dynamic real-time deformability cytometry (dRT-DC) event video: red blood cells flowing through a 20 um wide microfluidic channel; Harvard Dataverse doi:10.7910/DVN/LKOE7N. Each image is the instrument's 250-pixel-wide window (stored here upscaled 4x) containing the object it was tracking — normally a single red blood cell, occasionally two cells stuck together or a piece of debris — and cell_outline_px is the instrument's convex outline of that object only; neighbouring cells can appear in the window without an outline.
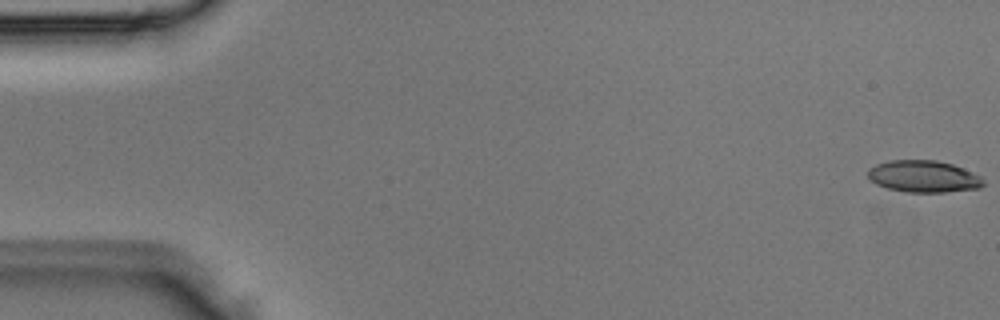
{"species": "Egyptian fruit bat (a non-hibernating species)", "species_latin": "Rousettus aegyptiacus", "temperature_condition": "room temperature", "stored_images_in_passage": 4, "camera_frame_rate_fps": 3000, "um_per_image_px": 0.085, "animal": {"sex": "male"}, "frame": {"image": 1, "passage_image": 1, "time_ms": 0.0, "image_size_px": [1000, 320], "cell_outline_px": [[984, 184], [980, 188], [944, 192], [908, 192], [888, 188], [876, 184], [868, 176], [868, 168], [876, 164], [888, 160], [936, 160], [952, 164], [980, 176], [984, 180]], "centroid_in_image_um": [78.49, 14.99], "position_along_channel_um": 6.5, "area_um2": 21.33}}
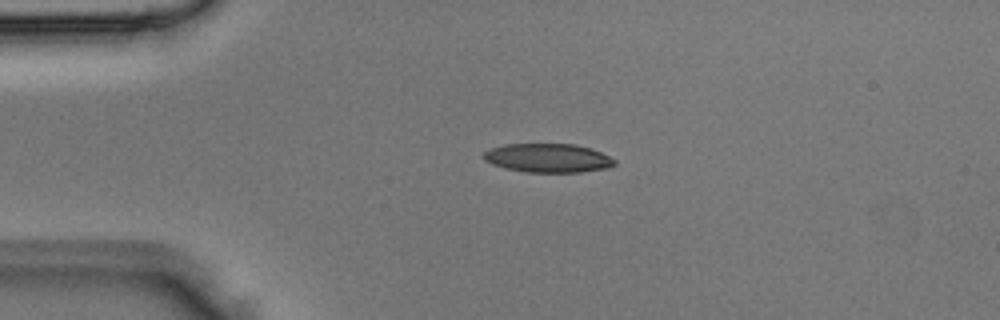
{"frame": {"image": 2, "passage_image": 3, "time_ms": 0.667, "image_size_px": [1000, 320], "cell_outline_px": [[616, 164], [608, 168], [580, 172], [524, 172], [504, 168], [492, 164], [484, 160], [480, 156], [488, 148], [504, 144], [576, 144], [600, 152], [616, 160]], "centroid_in_image_um": [46.52, 13.43], "position_along_channel_um": 38.5, "area_um2": 22.2}}
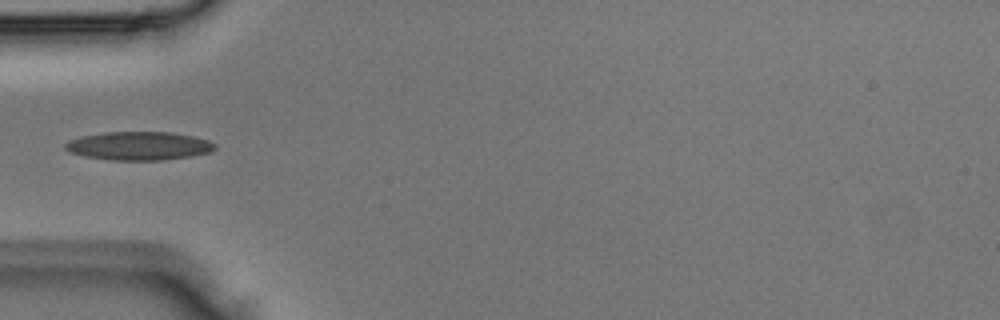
{"frame": {"image": 3, "passage_image": 4, "time_ms": 1.0, "image_size_px": [1000, 320], "cell_outline_px": [[216, 148], [212, 152], [192, 156], [160, 160], [112, 160], [84, 156], [68, 152], [64, 148], [64, 144], [68, 140], [80, 136], [104, 132], [172, 132], [196, 136], [208, 140], [216, 144]], "centroid_in_image_um": [11.81, 12.39], "position_along_channel_um": 73.2, "area_um2": 25.14}}